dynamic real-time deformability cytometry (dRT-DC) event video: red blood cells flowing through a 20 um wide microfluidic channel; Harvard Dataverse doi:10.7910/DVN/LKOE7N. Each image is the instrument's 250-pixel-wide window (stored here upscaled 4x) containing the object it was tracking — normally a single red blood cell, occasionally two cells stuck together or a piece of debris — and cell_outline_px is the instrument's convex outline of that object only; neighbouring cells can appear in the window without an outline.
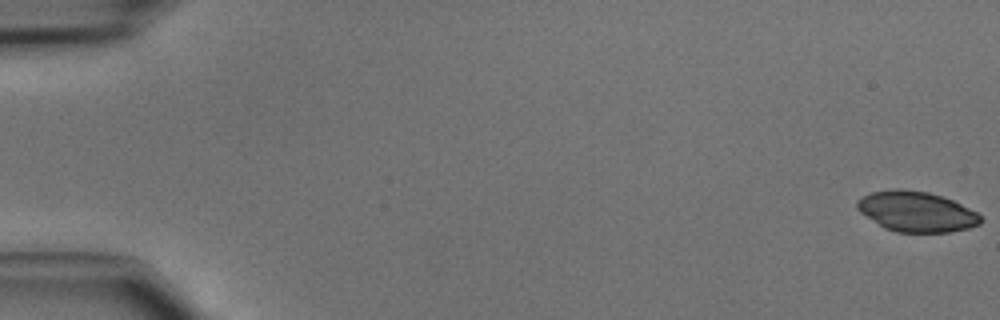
{"species": "common noctule bat (a hibernating species)", "species_latin": "Nyctalus noctula", "temperature_condition": "cold", "stored_images_in_passage": 47, "camera_frame_rate_fps": 3000, "um_per_image_px": 0.085, "animal": {"sex": "male", "body_mass_g": 15.6}, "frame": {"image": 1, "passage_image": 1, "time_ms": 0.0, "image_size_px": [1000, 320], "cell_outline_px": [[984, 220], [980, 224], [968, 228], [948, 232], [896, 232], [884, 228], [860, 212], [856, 208], [856, 200], [872, 192], [892, 188], [896, 188], [928, 192], [952, 200], [976, 212]], "centroid_in_image_um": [77.87, 17.99], "position_along_channel_um": 7.1, "area_um2": 28.9}}
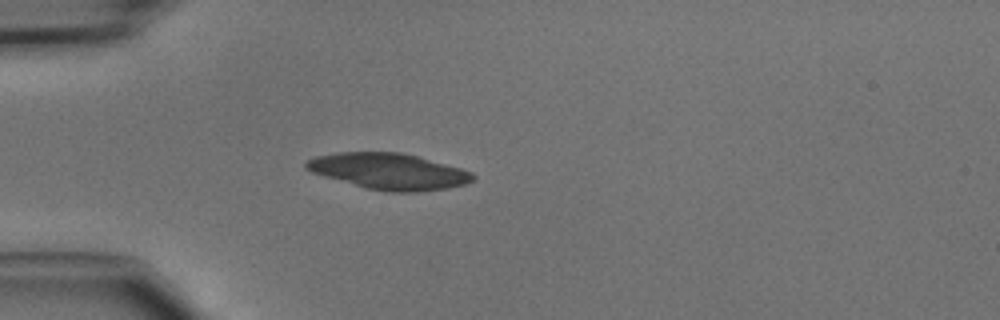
{"frame": {"image": 2, "passage_image": 14, "time_ms": 4.333, "image_size_px": [1000, 320], "cell_outline_px": [[476, 176], [472, 180], [464, 184], [448, 188], [416, 192], [388, 192], [368, 188], [324, 176], [312, 172], [304, 168], [304, 164], [308, 160], [316, 156], [336, 152], [400, 152], [416, 156], [460, 168], [472, 172]], "centroid_in_image_um": [33.04, 14.56], "position_along_channel_um": 52.0, "area_um2": 34.74}}
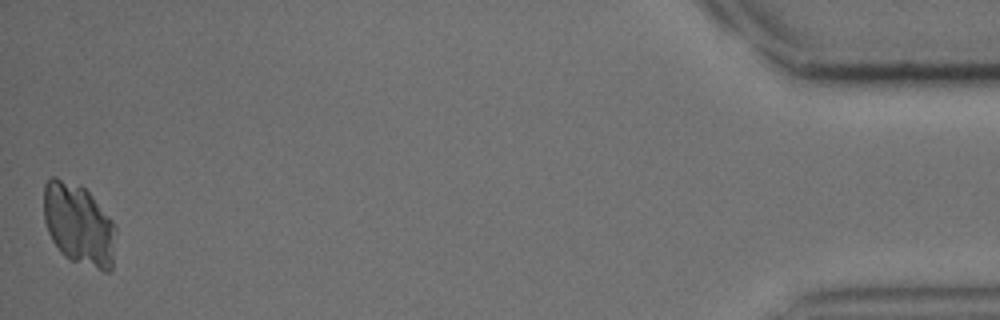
{"frame": {"image": 3, "passage_image": 47, "time_ms": 15.333, "image_size_px": [1000, 320], "cell_outline_px": [[116, 228], [112, 268], [108, 272], [104, 272], [68, 260], [60, 252], [52, 240], [48, 232], [44, 220], [44, 184], [52, 176], [56, 176], [80, 184], [92, 196], [112, 220]], "centroid_in_image_um": [6.68, 19.09], "position_along_channel_um": 428.5, "area_um2": 34.68}}